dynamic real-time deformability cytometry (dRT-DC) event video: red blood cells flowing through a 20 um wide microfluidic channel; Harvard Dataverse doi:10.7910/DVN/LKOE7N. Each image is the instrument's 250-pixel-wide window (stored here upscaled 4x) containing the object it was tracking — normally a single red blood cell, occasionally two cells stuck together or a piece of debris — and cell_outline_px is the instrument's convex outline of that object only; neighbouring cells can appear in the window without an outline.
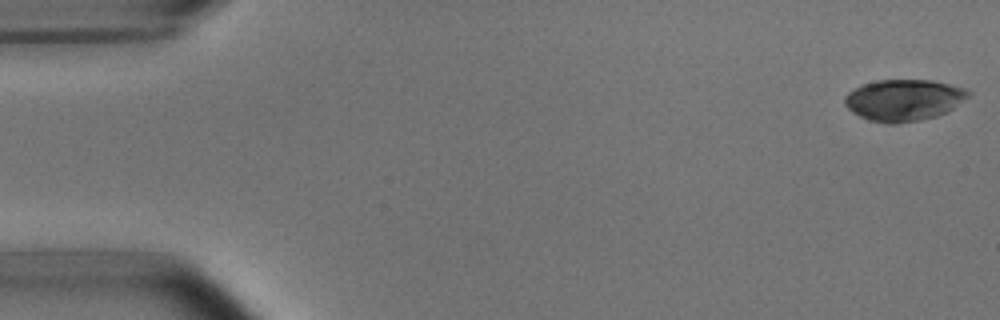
{"species": "common noctule bat (a hibernating species)", "species_latin": "Nyctalus noctula", "temperature_condition": "room temperature", "stored_images_in_passage": 4, "camera_frame_rate_fps": 3000, "um_per_image_px": 0.085, "animal": {"sex": "male", "body_mass_g": 15.6}, "frame": {"image": 1, "passage_image": 1, "time_ms": 0.0, "image_size_px": [1000, 320], "cell_outline_px": [[972, 92], [968, 96], [948, 112], [936, 116], [920, 120], [896, 124], [888, 124], [868, 120], [860, 116], [848, 108], [844, 104], [844, 96], [848, 92], [864, 84], [876, 80], [932, 80], [964, 88]], "centroid_in_image_um": [76.81, 8.51], "position_along_channel_um": 8.2, "area_um2": 29.82}}
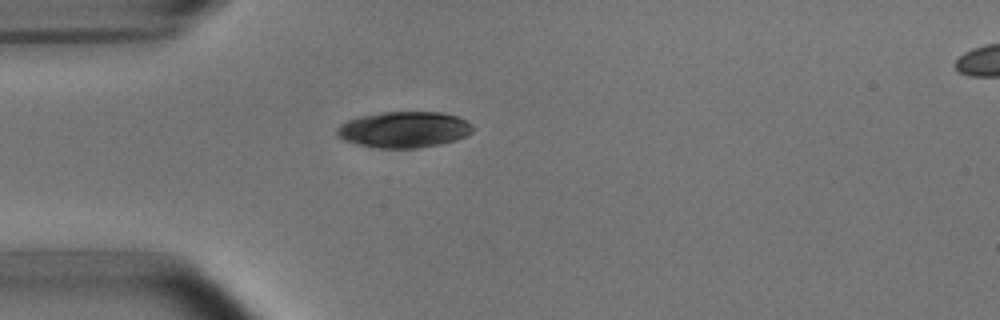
{"frame": {"image": 2, "passage_image": 4, "time_ms": 1.0, "image_size_px": [1000, 320], "cell_outline_px": [[476, 128], [472, 132], [456, 140], [440, 144], [416, 148], [376, 148], [344, 140], [336, 132], [340, 124], [348, 120], [360, 116], [384, 112], [440, 112], [456, 116], [472, 124]], "centroid_in_image_um": [34.37, 11.01], "position_along_channel_um": 50.6, "area_um2": 28.38}}